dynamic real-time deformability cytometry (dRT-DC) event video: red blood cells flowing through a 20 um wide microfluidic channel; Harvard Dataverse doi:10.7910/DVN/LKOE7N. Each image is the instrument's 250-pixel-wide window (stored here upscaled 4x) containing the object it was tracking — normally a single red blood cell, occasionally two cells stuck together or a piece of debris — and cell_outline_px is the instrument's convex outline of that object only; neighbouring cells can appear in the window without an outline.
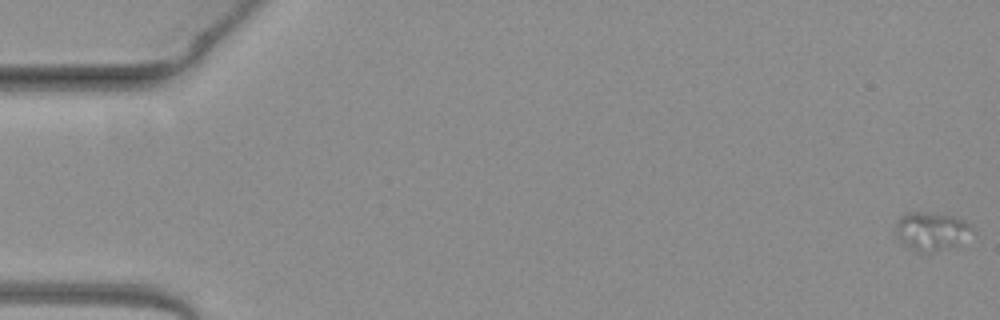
{"species": "common noctule bat (a hibernating species)", "species_latin": "Nyctalus noctula", "temperature_condition": "warm", "stored_images_in_passage": 53, "camera_frame_rate_fps": 3000, "um_per_image_px": 0.085, "animal": {"sex": "female", "body_mass_g": 19.3, "forearm_length_mm": 54.1}, "frame": {"image": 1, "passage_image": 1, "time_ms": 0.0, "image_size_px": [1000, 320], "cell_outline_px": [[976, 232], [956, 244], [932, 252], [920, 252], [904, 244], [896, 232], [896, 220], [900, 216], [908, 212], [928, 212], [956, 216], [964, 220]], "centroid_in_image_um": [79.18, 19.61], "position_along_channel_um": 5.8, "area_um2": 16.88}}
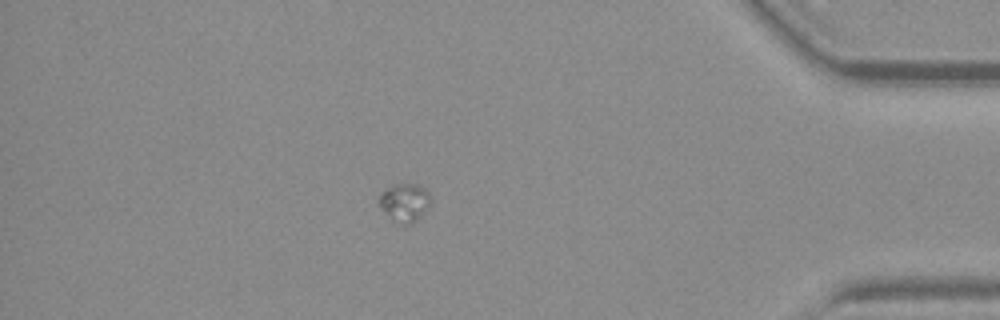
{"frame": {"image": 2, "passage_image": 46, "time_ms": 15.0, "image_size_px": [1000, 320], "cell_outline_px": [[432, 200], [428, 208], [424, 212], [408, 224], [400, 224], [392, 220], [388, 216], [380, 204], [380, 196], [388, 188], [396, 184], [416, 184], [424, 188], [428, 192]], "centroid_in_image_um": [34.43, 17.2], "position_along_channel_um": 400.8, "area_um2": 11.04}}
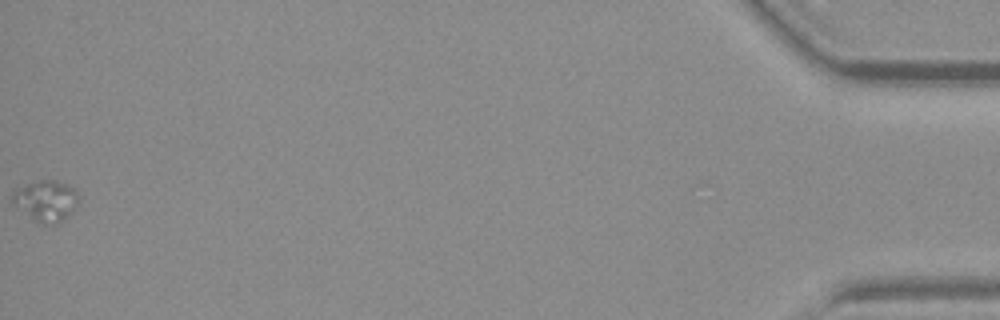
{"frame": {"image": 3, "passage_image": 53, "time_ms": 17.333, "image_size_px": [1000, 320], "cell_outline_px": [[76, 208], [68, 216], [56, 224], [36, 224], [12, 204], [12, 192], [16, 188], [36, 180], [56, 180], [68, 184], [76, 192]], "centroid_in_image_um": [3.84, 17.08], "position_along_channel_um": 431.4, "area_um2": 16.07}}